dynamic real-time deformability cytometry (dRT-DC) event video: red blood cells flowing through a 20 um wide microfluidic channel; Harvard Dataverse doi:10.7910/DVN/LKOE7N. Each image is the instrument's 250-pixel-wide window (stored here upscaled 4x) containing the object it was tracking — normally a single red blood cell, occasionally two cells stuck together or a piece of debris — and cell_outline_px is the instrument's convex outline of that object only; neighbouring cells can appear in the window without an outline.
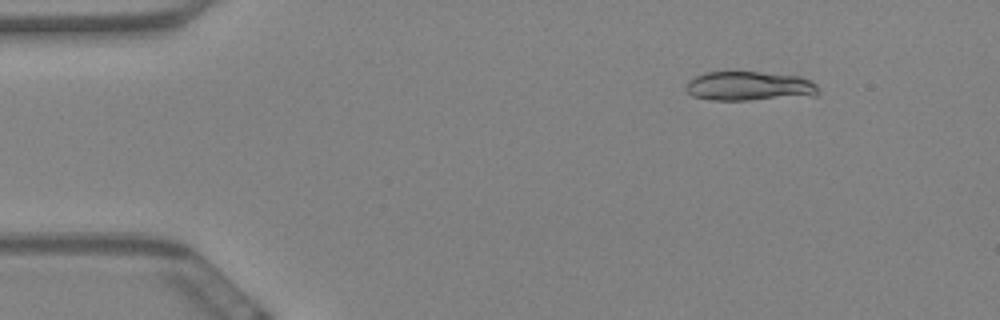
{"species": "Egyptian fruit bat (a non-hibernating species)", "species_latin": "Rousettus aegyptiacus", "temperature_condition": "warm", "stored_images_in_passage": 54, "camera_frame_rate_fps": 3000, "um_per_image_px": 0.085, "animal": {"sex": "female"}, "frame": {"image": 1, "passage_image": 2, "time_ms": 0.333, "image_size_px": [1000, 320], "cell_outline_px": [[820, 92], [816, 96], [748, 100], [712, 100], [692, 96], [684, 88], [688, 80], [704, 72], [760, 72], [800, 76], [812, 80], [816, 84]], "centroid_in_image_um": [63.72, 7.32], "position_along_channel_um": 21.3, "area_um2": 22.95}}
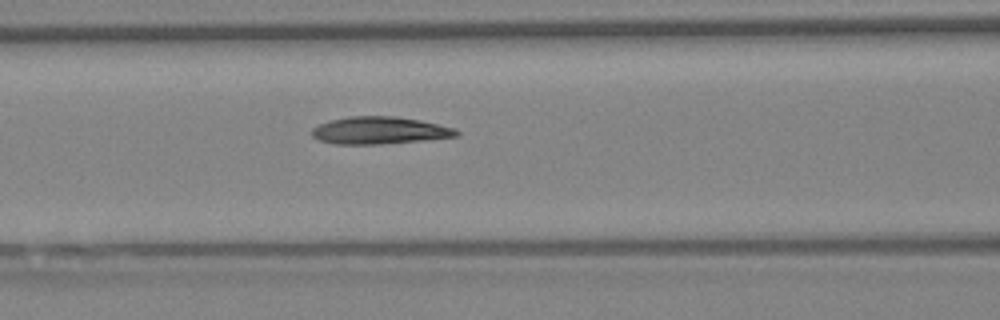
{"frame": {"image": 2, "passage_image": 20, "time_ms": 6.333, "image_size_px": [1000, 320], "cell_outline_px": [[460, 132], [456, 136], [424, 140], [380, 144], [336, 144], [320, 140], [312, 136], [312, 128], [328, 120], [348, 116], [396, 116], [420, 120], [456, 128]], "centroid_in_image_um": [32.26, 11.08], "position_along_channel_um": 134.3, "area_um2": 23.0}}
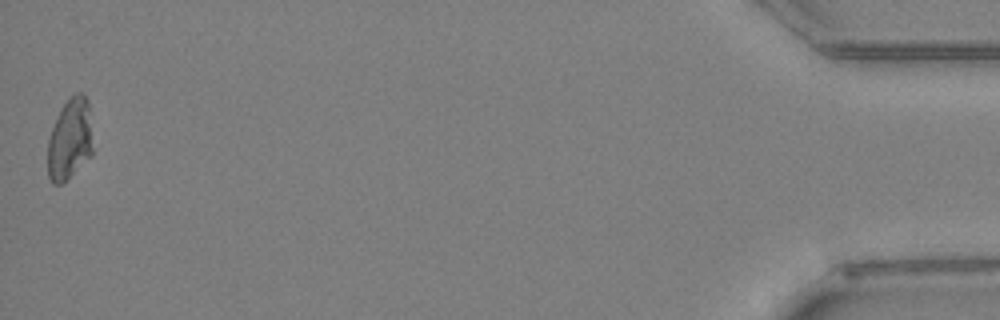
{"frame": {"image": 3, "passage_image": 54, "time_ms": 17.667, "image_size_px": [1000, 320], "cell_outline_px": [[92, 156], [60, 184], [52, 184], [48, 176], [48, 140], [56, 116], [60, 108], [68, 96], [76, 92], [84, 92], [88, 100], [92, 148]], "centroid_in_image_um": [5.93, 11.78], "position_along_channel_um": 429.3, "area_um2": 21.5}, "authors_computed_cell_mechanics": {"area_um2": 22.7154, "velocity_mm_per_s": 3.4369, "shape_relaxation_time_tau1_ms": null, "shape_relaxation_time_tau2_ms": 4.671, "deformation_change_tau1": null, "deformation_change_tau2": 0.1008}}